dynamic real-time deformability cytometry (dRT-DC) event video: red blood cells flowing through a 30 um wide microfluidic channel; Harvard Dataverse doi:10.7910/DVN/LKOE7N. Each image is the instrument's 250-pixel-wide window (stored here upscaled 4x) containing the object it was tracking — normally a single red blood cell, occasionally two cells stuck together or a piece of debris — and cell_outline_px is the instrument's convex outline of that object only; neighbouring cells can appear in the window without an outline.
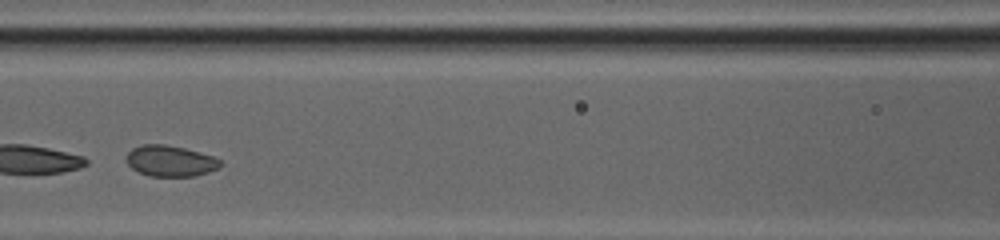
{"species": "common noctule bat (a hibernating species)", "species_latin": "Nyctalus noctula", "temperature_condition": "cold", "stored_images_in_passage": 31, "camera_frame_rate_fps": 3000, "um_per_image_px": 0.085, "animal": {"sex": "female", "body_mass_g": 20.0, "forearm_length_mm": 54.0}, "frame": {"image": 1, "passage_image": 10, "time_ms": 3.0, "image_size_px": [1000, 240], "cell_outline_px": [[224, 164], [208, 172], [196, 176], [148, 176], [132, 168], [128, 164], [128, 152], [132, 148], [140, 144], [164, 144], [184, 148], [200, 152], [224, 160]], "centroid_in_image_um": [14.52, 13.67], "position_along_channel_um": 152.1, "area_um2": 16.99}, "authors_computed_cell_mechanics": {"area_um2": 17.1088, "velocity_mm_per_s": 4.1808, "shape_relaxation_time_tau1_ms": 2.9301, "shape_relaxation_time_tau2_ms": 0.8146, "deformation_change_tau1": 0.055, "deformation_change_tau2": 0.0474}}